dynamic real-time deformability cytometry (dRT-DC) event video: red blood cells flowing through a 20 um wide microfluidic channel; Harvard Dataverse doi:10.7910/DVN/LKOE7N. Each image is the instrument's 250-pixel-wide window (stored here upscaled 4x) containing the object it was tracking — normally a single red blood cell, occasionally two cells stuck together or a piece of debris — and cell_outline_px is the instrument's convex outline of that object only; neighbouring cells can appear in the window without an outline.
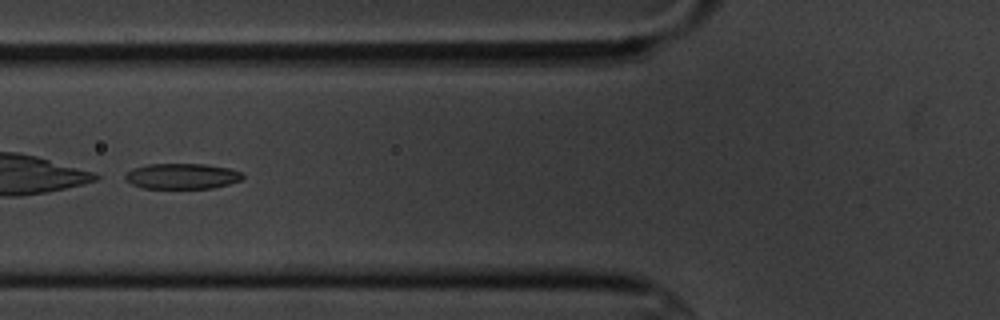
{"species": "common noctule bat (a hibernating species)", "species_latin": "Nyctalus noctula", "temperature_condition": "cold", "stored_images_in_passage": 16, "camera_frame_rate_fps": 3000, "um_per_image_px": 0.085, "animal": {"sex": "male", "body_mass_g": 20.1, "forearm_length_mm": 53.5}, "frame": {"image": 1, "passage_image": 7, "time_ms": 7.0, "image_size_px": [1000, 320], "cell_outline_px": [[244, 176], [240, 180], [228, 184], [212, 188], [144, 188], [132, 184], [124, 180], [124, 176], [132, 168], [148, 164], [204, 164], [228, 168], [244, 172]], "centroid_in_image_um": [15.46, 14.97], "position_along_channel_um": 110.3, "area_um2": 17.51}}
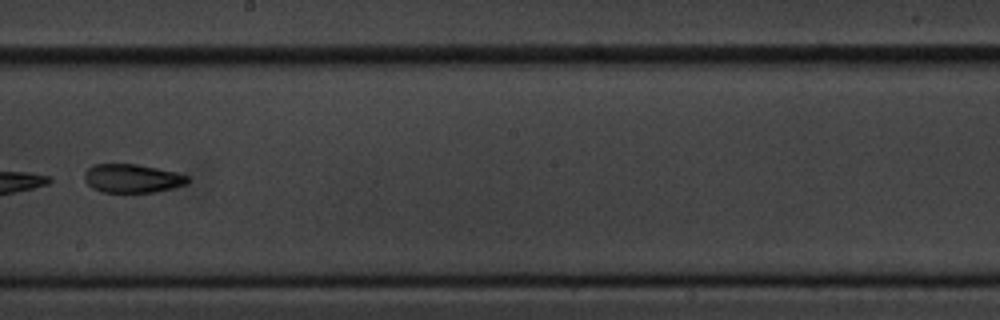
{"frame": {"image": 2, "passage_image": 10, "time_ms": 10.667, "image_size_px": [1000, 320], "cell_outline_px": [[188, 184], [156, 192], [100, 192], [92, 188], [84, 180], [84, 172], [92, 164], [136, 164], [176, 172], [188, 176]], "centroid_in_image_um": [11.21, 15.16], "position_along_channel_um": 237.0, "area_um2": 17.28}}
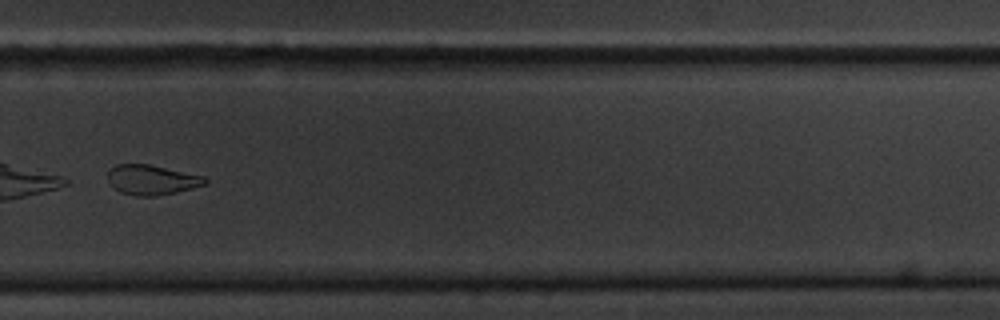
{"frame": {"image": 3, "passage_image": 12, "time_ms": 13.0, "image_size_px": [1000, 320], "cell_outline_px": [[208, 180], [204, 184], [192, 188], [176, 192], [156, 196], [136, 196], [120, 192], [112, 188], [108, 184], [108, 168], [116, 164], [148, 164], [204, 176]], "centroid_in_image_um": [12.83, 15.29], "position_along_channel_um": 317.0, "area_um2": 17.05}, "authors_computed_cell_mechanics": {"area_um2": 21.8773, "velocity_mm_per_s": 3.4513, "shape_relaxation_time_tau1_ms": 9.1196, "shape_relaxation_time_tau2_ms": 4.5525, "deformation_change_tau1": 0.1941, "deformation_change_tau2": 0.1184}}